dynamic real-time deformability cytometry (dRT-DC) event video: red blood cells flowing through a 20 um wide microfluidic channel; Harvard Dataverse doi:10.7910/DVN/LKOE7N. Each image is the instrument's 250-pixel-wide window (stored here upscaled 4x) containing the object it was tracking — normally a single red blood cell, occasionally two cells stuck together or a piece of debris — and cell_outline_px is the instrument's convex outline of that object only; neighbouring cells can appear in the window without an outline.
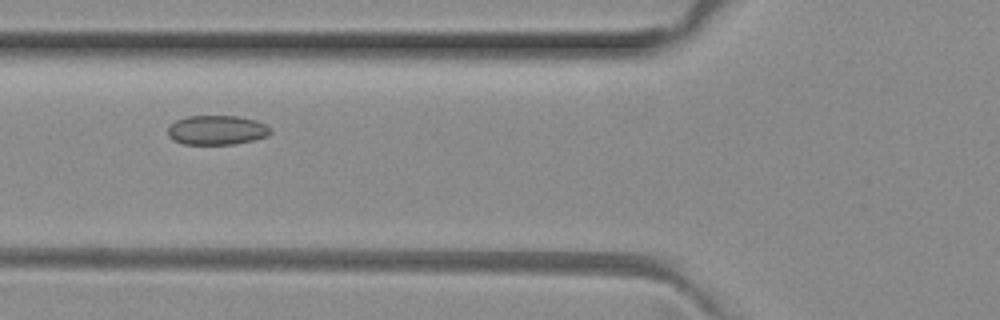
{"species": "common noctule bat (a hibernating species)", "species_latin": "Nyctalus noctula", "temperature_condition": "room temperature", "stored_images_in_passage": 6, "camera_frame_rate_fps": 3000, "um_per_image_px": 0.085, "animal": {"sex": "female", "body_mass_g": 29.2, "forearm_length_mm": 56.3}, "frame": {"image": 1, "passage_image": 4, "time_ms": 1.0, "image_size_px": [1000, 320], "cell_outline_px": [[272, 132], [268, 136], [252, 140], [232, 144], [184, 144], [172, 140], [168, 136], [168, 128], [176, 120], [188, 116], [236, 116], [256, 120], [272, 128]], "centroid_in_image_um": [18.43, 11.06], "position_along_channel_um": 107.4, "area_um2": 17.57}}
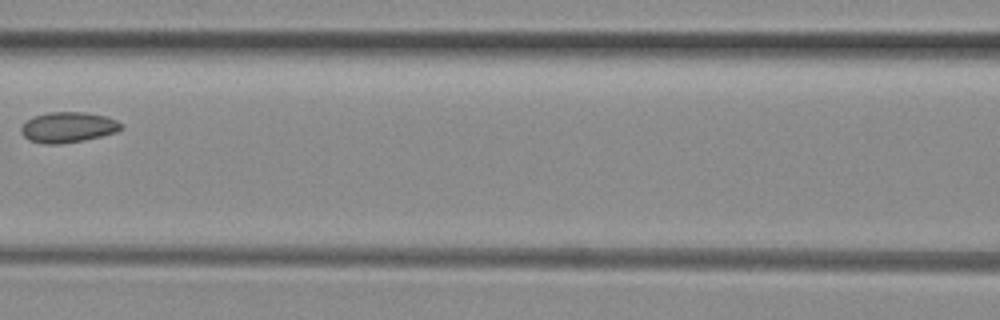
{"frame": {"image": 2, "passage_image": 5, "time_ms": 1.333, "image_size_px": [1000, 320], "cell_outline_px": [[124, 128], [116, 132], [84, 140], [60, 144], [44, 144], [28, 140], [20, 132], [20, 128], [32, 116], [48, 112], [88, 112], [104, 116], [116, 120], [124, 124]], "centroid_in_image_um": [5.78, 10.81], "position_along_channel_um": 160.8, "area_um2": 17.92}}
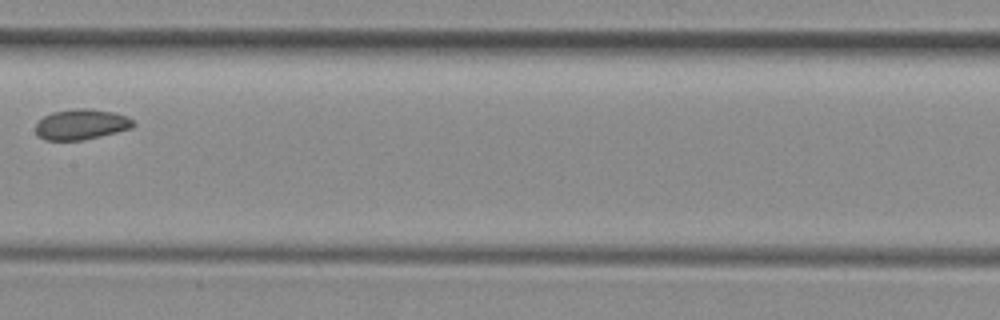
{"frame": {"image": 3, "passage_image": 6, "time_ms": 1.667, "image_size_px": [1000, 320], "cell_outline_px": [[136, 124], [132, 128], [84, 140], [44, 140], [36, 132], [36, 124], [44, 116], [52, 112], [76, 108], [88, 108], [112, 112], [128, 116]], "centroid_in_image_um": [6.92, 10.57], "position_along_channel_um": 200.5, "area_um2": 17.28}}